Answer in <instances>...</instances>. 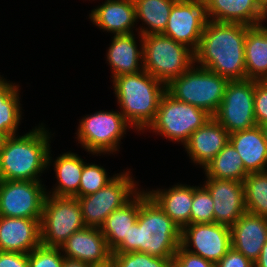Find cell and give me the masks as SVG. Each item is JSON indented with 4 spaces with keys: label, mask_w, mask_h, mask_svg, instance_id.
Wrapping results in <instances>:
<instances>
[{
    "label": "cell",
    "mask_w": 267,
    "mask_h": 267,
    "mask_svg": "<svg viewBox=\"0 0 267 267\" xmlns=\"http://www.w3.org/2000/svg\"><path fill=\"white\" fill-rule=\"evenodd\" d=\"M195 63L173 78L166 91L175 99L204 109L213 116L218 110L229 80Z\"/></svg>",
    "instance_id": "cell-5"
},
{
    "label": "cell",
    "mask_w": 267,
    "mask_h": 267,
    "mask_svg": "<svg viewBox=\"0 0 267 267\" xmlns=\"http://www.w3.org/2000/svg\"><path fill=\"white\" fill-rule=\"evenodd\" d=\"M181 244V229L148 195L139 192V215L123 239L111 252H143L154 257L173 258Z\"/></svg>",
    "instance_id": "cell-2"
},
{
    "label": "cell",
    "mask_w": 267,
    "mask_h": 267,
    "mask_svg": "<svg viewBox=\"0 0 267 267\" xmlns=\"http://www.w3.org/2000/svg\"><path fill=\"white\" fill-rule=\"evenodd\" d=\"M255 80L229 81L223 100L212 116L229 134L257 125L254 114Z\"/></svg>",
    "instance_id": "cell-11"
},
{
    "label": "cell",
    "mask_w": 267,
    "mask_h": 267,
    "mask_svg": "<svg viewBox=\"0 0 267 267\" xmlns=\"http://www.w3.org/2000/svg\"><path fill=\"white\" fill-rule=\"evenodd\" d=\"M210 20L257 26L263 22V12L254 0H206Z\"/></svg>",
    "instance_id": "cell-24"
},
{
    "label": "cell",
    "mask_w": 267,
    "mask_h": 267,
    "mask_svg": "<svg viewBox=\"0 0 267 267\" xmlns=\"http://www.w3.org/2000/svg\"><path fill=\"white\" fill-rule=\"evenodd\" d=\"M247 79L267 80V26H251L245 38Z\"/></svg>",
    "instance_id": "cell-25"
},
{
    "label": "cell",
    "mask_w": 267,
    "mask_h": 267,
    "mask_svg": "<svg viewBox=\"0 0 267 267\" xmlns=\"http://www.w3.org/2000/svg\"><path fill=\"white\" fill-rule=\"evenodd\" d=\"M107 175L104 167L98 166L95 163L87 164L84 162L80 179L79 197L96 193L99 189L112 181L117 174L110 178Z\"/></svg>",
    "instance_id": "cell-34"
},
{
    "label": "cell",
    "mask_w": 267,
    "mask_h": 267,
    "mask_svg": "<svg viewBox=\"0 0 267 267\" xmlns=\"http://www.w3.org/2000/svg\"><path fill=\"white\" fill-rule=\"evenodd\" d=\"M7 137L8 136L4 132L0 131V151L2 150Z\"/></svg>",
    "instance_id": "cell-43"
},
{
    "label": "cell",
    "mask_w": 267,
    "mask_h": 267,
    "mask_svg": "<svg viewBox=\"0 0 267 267\" xmlns=\"http://www.w3.org/2000/svg\"><path fill=\"white\" fill-rule=\"evenodd\" d=\"M142 37L143 68L166 85L195 63L194 52L190 48L162 33Z\"/></svg>",
    "instance_id": "cell-6"
},
{
    "label": "cell",
    "mask_w": 267,
    "mask_h": 267,
    "mask_svg": "<svg viewBox=\"0 0 267 267\" xmlns=\"http://www.w3.org/2000/svg\"><path fill=\"white\" fill-rule=\"evenodd\" d=\"M172 258L154 257L143 252L112 253L113 267H171Z\"/></svg>",
    "instance_id": "cell-32"
},
{
    "label": "cell",
    "mask_w": 267,
    "mask_h": 267,
    "mask_svg": "<svg viewBox=\"0 0 267 267\" xmlns=\"http://www.w3.org/2000/svg\"><path fill=\"white\" fill-rule=\"evenodd\" d=\"M41 219L0 216V251L29 254L41 244Z\"/></svg>",
    "instance_id": "cell-17"
},
{
    "label": "cell",
    "mask_w": 267,
    "mask_h": 267,
    "mask_svg": "<svg viewBox=\"0 0 267 267\" xmlns=\"http://www.w3.org/2000/svg\"><path fill=\"white\" fill-rule=\"evenodd\" d=\"M92 23L114 35H126L133 32L136 20L133 0H107L89 14Z\"/></svg>",
    "instance_id": "cell-20"
},
{
    "label": "cell",
    "mask_w": 267,
    "mask_h": 267,
    "mask_svg": "<svg viewBox=\"0 0 267 267\" xmlns=\"http://www.w3.org/2000/svg\"><path fill=\"white\" fill-rule=\"evenodd\" d=\"M266 19H267V10L263 13V21L265 22Z\"/></svg>",
    "instance_id": "cell-45"
},
{
    "label": "cell",
    "mask_w": 267,
    "mask_h": 267,
    "mask_svg": "<svg viewBox=\"0 0 267 267\" xmlns=\"http://www.w3.org/2000/svg\"><path fill=\"white\" fill-rule=\"evenodd\" d=\"M254 267H267V242L263 246L258 259L254 262Z\"/></svg>",
    "instance_id": "cell-40"
},
{
    "label": "cell",
    "mask_w": 267,
    "mask_h": 267,
    "mask_svg": "<svg viewBox=\"0 0 267 267\" xmlns=\"http://www.w3.org/2000/svg\"><path fill=\"white\" fill-rule=\"evenodd\" d=\"M147 193L181 230L190 224L193 186L180 183L168 190L156 189Z\"/></svg>",
    "instance_id": "cell-23"
},
{
    "label": "cell",
    "mask_w": 267,
    "mask_h": 267,
    "mask_svg": "<svg viewBox=\"0 0 267 267\" xmlns=\"http://www.w3.org/2000/svg\"><path fill=\"white\" fill-rule=\"evenodd\" d=\"M139 215V192L123 207L114 210L105 219L100 230L112 251L123 239H128L130 227Z\"/></svg>",
    "instance_id": "cell-27"
},
{
    "label": "cell",
    "mask_w": 267,
    "mask_h": 267,
    "mask_svg": "<svg viewBox=\"0 0 267 267\" xmlns=\"http://www.w3.org/2000/svg\"><path fill=\"white\" fill-rule=\"evenodd\" d=\"M254 114L258 126L267 123V80H255Z\"/></svg>",
    "instance_id": "cell-36"
},
{
    "label": "cell",
    "mask_w": 267,
    "mask_h": 267,
    "mask_svg": "<svg viewBox=\"0 0 267 267\" xmlns=\"http://www.w3.org/2000/svg\"><path fill=\"white\" fill-rule=\"evenodd\" d=\"M210 21L206 0H177L162 34L195 52Z\"/></svg>",
    "instance_id": "cell-12"
},
{
    "label": "cell",
    "mask_w": 267,
    "mask_h": 267,
    "mask_svg": "<svg viewBox=\"0 0 267 267\" xmlns=\"http://www.w3.org/2000/svg\"><path fill=\"white\" fill-rule=\"evenodd\" d=\"M230 229L232 248L254 263L267 242V218L246 211Z\"/></svg>",
    "instance_id": "cell-18"
},
{
    "label": "cell",
    "mask_w": 267,
    "mask_h": 267,
    "mask_svg": "<svg viewBox=\"0 0 267 267\" xmlns=\"http://www.w3.org/2000/svg\"><path fill=\"white\" fill-rule=\"evenodd\" d=\"M56 172L57 185L52 194L47 195L58 197H79V186L82 175L84 161L78 154L67 152L57 157L53 161Z\"/></svg>",
    "instance_id": "cell-26"
},
{
    "label": "cell",
    "mask_w": 267,
    "mask_h": 267,
    "mask_svg": "<svg viewBox=\"0 0 267 267\" xmlns=\"http://www.w3.org/2000/svg\"><path fill=\"white\" fill-rule=\"evenodd\" d=\"M50 137L43 124L24 135L8 136L0 151V180L41 181L52 160Z\"/></svg>",
    "instance_id": "cell-3"
},
{
    "label": "cell",
    "mask_w": 267,
    "mask_h": 267,
    "mask_svg": "<svg viewBox=\"0 0 267 267\" xmlns=\"http://www.w3.org/2000/svg\"><path fill=\"white\" fill-rule=\"evenodd\" d=\"M114 93L121 113L128 124L142 131L153 122L166 84L145 70L119 75L113 79Z\"/></svg>",
    "instance_id": "cell-4"
},
{
    "label": "cell",
    "mask_w": 267,
    "mask_h": 267,
    "mask_svg": "<svg viewBox=\"0 0 267 267\" xmlns=\"http://www.w3.org/2000/svg\"><path fill=\"white\" fill-rule=\"evenodd\" d=\"M42 181L0 180V216L41 219L47 195Z\"/></svg>",
    "instance_id": "cell-13"
},
{
    "label": "cell",
    "mask_w": 267,
    "mask_h": 267,
    "mask_svg": "<svg viewBox=\"0 0 267 267\" xmlns=\"http://www.w3.org/2000/svg\"><path fill=\"white\" fill-rule=\"evenodd\" d=\"M180 245L216 265L232 247L231 229L218 223L189 224L181 230Z\"/></svg>",
    "instance_id": "cell-14"
},
{
    "label": "cell",
    "mask_w": 267,
    "mask_h": 267,
    "mask_svg": "<svg viewBox=\"0 0 267 267\" xmlns=\"http://www.w3.org/2000/svg\"><path fill=\"white\" fill-rule=\"evenodd\" d=\"M254 2L263 13L267 10V0H254Z\"/></svg>",
    "instance_id": "cell-42"
},
{
    "label": "cell",
    "mask_w": 267,
    "mask_h": 267,
    "mask_svg": "<svg viewBox=\"0 0 267 267\" xmlns=\"http://www.w3.org/2000/svg\"><path fill=\"white\" fill-rule=\"evenodd\" d=\"M212 116L204 109L173 98L167 91L161 97L155 119L148 126L156 134L183 145L190 135Z\"/></svg>",
    "instance_id": "cell-7"
},
{
    "label": "cell",
    "mask_w": 267,
    "mask_h": 267,
    "mask_svg": "<svg viewBox=\"0 0 267 267\" xmlns=\"http://www.w3.org/2000/svg\"><path fill=\"white\" fill-rule=\"evenodd\" d=\"M243 186L247 212L267 218V171L248 173Z\"/></svg>",
    "instance_id": "cell-31"
},
{
    "label": "cell",
    "mask_w": 267,
    "mask_h": 267,
    "mask_svg": "<svg viewBox=\"0 0 267 267\" xmlns=\"http://www.w3.org/2000/svg\"><path fill=\"white\" fill-rule=\"evenodd\" d=\"M260 127H261V129L263 131L265 142L267 144V123H265L263 125H260Z\"/></svg>",
    "instance_id": "cell-44"
},
{
    "label": "cell",
    "mask_w": 267,
    "mask_h": 267,
    "mask_svg": "<svg viewBox=\"0 0 267 267\" xmlns=\"http://www.w3.org/2000/svg\"><path fill=\"white\" fill-rule=\"evenodd\" d=\"M216 267H254V263L231 247L219 260Z\"/></svg>",
    "instance_id": "cell-38"
},
{
    "label": "cell",
    "mask_w": 267,
    "mask_h": 267,
    "mask_svg": "<svg viewBox=\"0 0 267 267\" xmlns=\"http://www.w3.org/2000/svg\"><path fill=\"white\" fill-rule=\"evenodd\" d=\"M228 142V131L211 117L190 135L184 147L191 161L204 168Z\"/></svg>",
    "instance_id": "cell-19"
},
{
    "label": "cell",
    "mask_w": 267,
    "mask_h": 267,
    "mask_svg": "<svg viewBox=\"0 0 267 267\" xmlns=\"http://www.w3.org/2000/svg\"><path fill=\"white\" fill-rule=\"evenodd\" d=\"M65 258L78 260L90 266L111 262V250L100 228L85 227L73 233L61 246Z\"/></svg>",
    "instance_id": "cell-16"
},
{
    "label": "cell",
    "mask_w": 267,
    "mask_h": 267,
    "mask_svg": "<svg viewBox=\"0 0 267 267\" xmlns=\"http://www.w3.org/2000/svg\"><path fill=\"white\" fill-rule=\"evenodd\" d=\"M250 27L241 23L211 20L204 28L194 52L195 64L229 81L247 79L245 38Z\"/></svg>",
    "instance_id": "cell-1"
},
{
    "label": "cell",
    "mask_w": 267,
    "mask_h": 267,
    "mask_svg": "<svg viewBox=\"0 0 267 267\" xmlns=\"http://www.w3.org/2000/svg\"><path fill=\"white\" fill-rule=\"evenodd\" d=\"M64 253L59 247L39 245L28 254L29 267H63Z\"/></svg>",
    "instance_id": "cell-35"
},
{
    "label": "cell",
    "mask_w": 267,
    "mask_h": 267,
    "mask_svg": "<svg viewBox=\"0 0 267 267\" xmlns=\"http://www.w3.org/2000/svg\"><path fill=\"white\" fill-rule=\"evenodd\" d=\"M0 267H29L28 254L0 251Z\"/></svg>",
    "instance_id": "cell-39"
},
{
    "label": "cell",
    "mask_w": 267,
    "mask_h": 267,
    "mask_svg": "<svg viewBox=\"0 0 267 267\" xmlns=\"http://www.w3.org/2000/svg\"><path fill=\"white\" fill-rule=\"evenodd\" d=\"M203 186L214 202V223L232 227L247 211L243 182L206 178Z\"/></svg>",
    "instance_id": "cell-15"
},
{
    "label": "cell",
    "mask_w": 267,
    "mask_h": 267,
    "mask_svg": "<svg viewBox=\"0 0 267 267\" xmlns=\"http://www.w3.org/2000/svg\"><path fill=\"white\" fill-rule=\"evenodd\" d=\"M85 227L77 198L46 195L40 220L41 245L60 248L73 233Z\"/></svg>",
    "instance_id": "cell-8"
},
{
    "label": "cell",
    "mask_w": 267,
    "mask_h": 267,
    "mask_svg": "<svg viewBox=\"0 0 267 267\" xmlns=\"http://www.w3.org/2000/svg\"><path fill=\"white\" fill-rule=\"evenodd\" d=\"M134 33L126 35H114L112 43L107 52V61L111 66L112 78L124 74H135L143 68V37L141 38V48L138 50L137 40Z\"/></svg>",
    "instance_id": "cell-21"
},
{
    "label": "cell",
    "mask_w": 267,
    "mask_h": 267,
    "mask_svg": "<svg viewBox=\"0 0 267 267\" xmlns=\"http://www.w3.org/2000/svg\"><path fill=\"white\" fill-rule=\"evenodd\" d=\"M129 173H117L112 181L96 193L77 197L86 227L101 228L110 213L123 207L139 192L137 182Z\"/></svg>",
    "instance_id": "cell-9"
},
{
    "label": "cell",
    "mask_w": 267,
    "mask_h": 267,
    "mask_svg": "<svg viewBox=\"0 0 267 267\" xmlns=\"http://www.w3.org/2000/svg\"><path fill=\"white\" fill-rule=\"evenodd\" d=\"M9 82L3 77L0 79V131L12 136L17 135L22 107L19 101V86Z\"/></svg>",
    "instance_id": "cell-30"
},
{
    "label": "cell",
    "mask_w": 267,
    "mask_h": 267,
    "mask_svg": "<svg viewBox=\"0 0 267 267\" xmlns=\"http://www.w3.org/2000/svg\"><path fill=\"white\" fill-rule=\"evenodd\" d=\"M171 267H216L203 257L185 250L181 245L171 260Z\"/></svg>",
    "instance_id": "cell-37"
},
{
    "label": "cell",
    "mask_w": 267,
    "mask_h": 267,
    "mask_svg": "<svg viewBox=\"0 0 267 267\" xmlns=\"http://www.w3.org/2000/svg\"><path fill=\"white\" fill-rule=\"evenodd\" d=\"M135 4L136 20L141 19L147 27H141L138 34L163 33L173 4L177 0H133Z\"/></svg>",
    "instance_id": "cell-28"
},
{
    "label": "cell",
    "mask_w": 267,
    "mask_h": 267,
    "mask_svg": "<svg viewBox=\"0 0 267 267\" xmlns=\"http://www.w3.org/2000/svg\"><path fill=\"white\" fill-rule=\"evenodd\" d=\"M93 267H113V266L111 265V263H109V264H107V265H103V266H93Z\"/></svg>",
    "instance_id": "cell-46"
},
{
    "label": "cell",
    "mask_w": 267,
    "mask_h": 267,
    "mask_svg": "<svg viewBox=\"0 0 267 267\" xmlns=\"http://www.w3.org/2000/svg\"><path fill=\"white\" fill-rule=\"evenodd\" d=\"M229 142L243 160L247 173L267 171V144L260 126L229 134Z\"/></svg>",
    "instance_id": "cell-22"
},
{
    "label": "cell",
    "mask_w": 267,
    "mask_h": 267,
    "mask_svg": "<svg viewBox=\"0 0 267 267\" xmlns=\"http://www.w3.org/2000/svg\"><path fill=\"white\" fill-rule=\"evenodd\" d=\"M63 267H92V266L78 260L65 258Z\"/></svg>",
    "instance_id": "cell-41"
},
{
    "label": "cell",
    "mask_w": 267,
    "mask_h": 267,
    "mask_svg": "<svg viewBox=\"0 0 267 267\" xmlns=\"http://www.w3.org/2000/svg\"><path fill=\"white\" fill-rule=\"evenodd\" d=\"M130 125L121 112L97 111L81 119L77 140L87 152L93 155L119 151V142ZM109 152V153H108Z\"/></svg>",
    "instance_id": "cell-10"
},
{
    "label": "cell",
    "mask_w": 267,
    "mask_h": 267,
    "mask_svg": "<svg viewBox=\"0 0 267 267\" xmlns=\"http://www.w3.org/2000/svg\"><path fill=\"white\" fill-rule=\"evenodd\" d=\"M204 171L206 178L239 182H243L248 175L243 160L230 142L204 167Z\"/></svg>",
    "instance_id": "cell-29"
},
{
    "label": "cell",
    "mask_w": 267,
    "mask_h": 267,
    "mask_svg": "<svg viewBox=\"0 0 267 267\" xmlns=\"http://www.w3.org/2000/svg\"><path fill=\"white\" fill-rule=\"evenodd\" d=\"M198 223H214V202L204 186H193L190 224Z\"/></svg>",
    "instance_id": "cell-33"
}]
</instances>
